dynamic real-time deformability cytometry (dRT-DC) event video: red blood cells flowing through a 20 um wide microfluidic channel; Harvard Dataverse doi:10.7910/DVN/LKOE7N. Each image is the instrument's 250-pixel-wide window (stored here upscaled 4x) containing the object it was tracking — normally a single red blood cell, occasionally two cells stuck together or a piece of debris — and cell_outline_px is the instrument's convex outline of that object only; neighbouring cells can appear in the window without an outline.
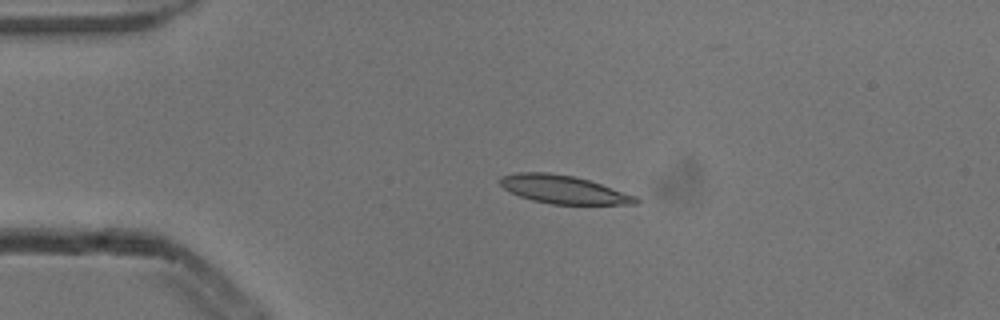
{"species": "common noctule bat (a hibernating species)", "species_latin": "Nyctalus noctula", "temperature_condition": "cold", "stored_images_in_passage": 3, "camera_frame_rate_fps": 3000, "um_per_image_px": 0.085, "animal": {"sex": "male", "body_mass_g": 13.3}, "frame": {"image": 1, "passage_image": 3, "time_ms": 0.667, "image_size_px": [1000, 320], "cell_outline_px": [[640, 204], [552, 204], [532, 200], [520, 196], [504, 188], [500, 184], [500, 176], [516, 172], [548, 172], [572, 176], [588, 180], [636, 196], [640, 200]], "centroid_in_image_um": [47.88, 16.1], "position_along_channel_um": 37.1, "area_um2": 22.08}}